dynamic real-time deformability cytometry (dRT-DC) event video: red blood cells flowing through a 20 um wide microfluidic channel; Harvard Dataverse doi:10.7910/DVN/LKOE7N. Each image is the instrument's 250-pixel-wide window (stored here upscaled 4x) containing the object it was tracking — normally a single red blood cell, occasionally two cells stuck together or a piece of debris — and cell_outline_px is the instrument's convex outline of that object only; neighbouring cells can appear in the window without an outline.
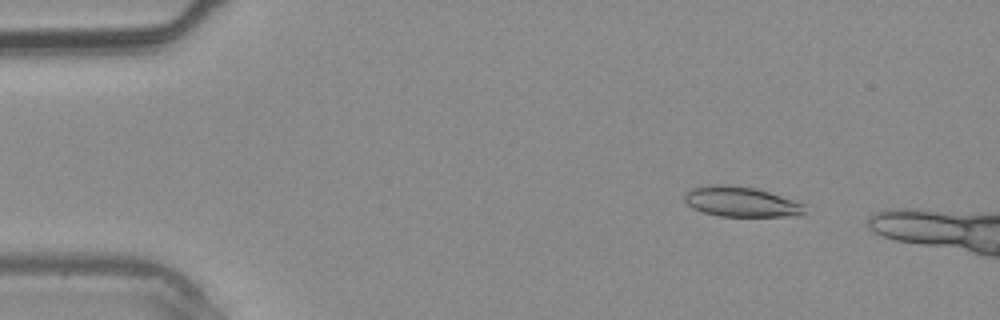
{"species": "common noctule bat (a hibernating species)", "species_latin": "Nyctalus noctula", "temperature_condition": "warm", "stored_images_in_passage": 10, "camera_frame_rate_fps": 3000, "um_per_image_px": 0.085, "animal": {"sex": "male", "body_mass_g": 20.4}, "frame": {"image": 1, "passage_image": 6, "time_ms": 1.667, "image_size_px": [1000, 320], "cell_outline_px": [[804, 216], [720, 216], [704, 212], [692, 208], [684, 200], [684, 196], [692, 188], [712, 184], [724, 184], [756, 188], [804, 204]], "centroid_in_image_um": [62.99, 17.15], "position_along_channel_um": 22.0, "area_um2": 20.92}}